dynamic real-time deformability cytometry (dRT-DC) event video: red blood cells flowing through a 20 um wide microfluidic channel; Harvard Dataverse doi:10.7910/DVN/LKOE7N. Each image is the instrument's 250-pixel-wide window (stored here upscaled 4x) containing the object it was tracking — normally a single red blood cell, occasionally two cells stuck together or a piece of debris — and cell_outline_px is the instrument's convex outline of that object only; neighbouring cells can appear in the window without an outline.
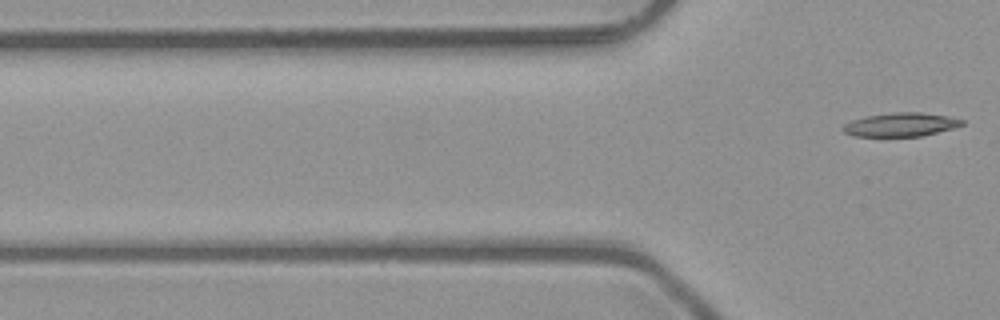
{"species": "common noctule bat (a hibernating species)", "species_latin": "Nyctalus noctula", "temperature_condition": "room temperature", "stored_images_in_passage": 4, "segment_of_instrument_passage": [2, 2], "camera_frame_rate_fps": 3000, "um_per_image_px": 0.085, "animal": {"sex": "male", "body_mass_g": 23.1, "forearm_length_mm": 52.7}, "frame": {"image": 1, "passage_image": 4, "time_ms": 1.0, "image_size_px": [1000, 320], "cell_outline_px": [[964, 124], [952, 128], [920, 136], [852, 136], [844, 132], [840, 128], [844, 124], [852, 120], [864, 116], [892, 112], [924, 112], [948, 116], [964, 120]], "centroid_in_image_um": [76.52, 10.58], "position_along_channel_um": 49.3, "area_um2": 16.47}}